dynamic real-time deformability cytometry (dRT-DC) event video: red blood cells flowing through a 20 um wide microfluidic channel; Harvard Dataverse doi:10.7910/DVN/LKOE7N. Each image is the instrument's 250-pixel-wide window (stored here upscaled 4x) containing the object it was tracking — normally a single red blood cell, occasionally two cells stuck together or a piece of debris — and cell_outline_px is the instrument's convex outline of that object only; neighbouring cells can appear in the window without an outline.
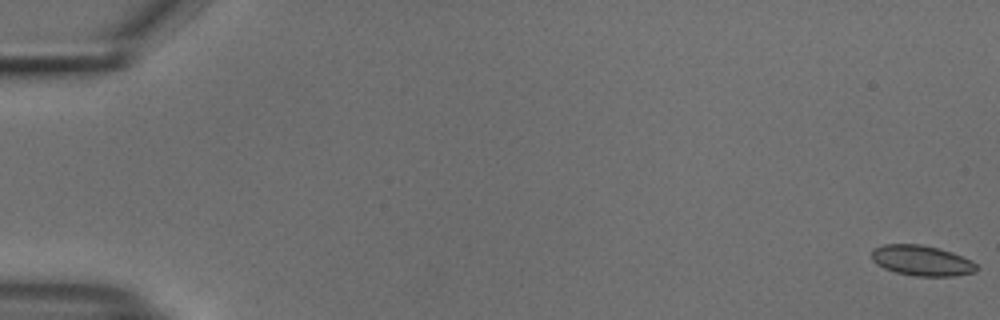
{"species": "common noctule bat (a hibernating species)", "species_latin": "Nyctalus noctula", "temperature_condition": "cold", "stored_images_in_passage": 55, "camera_frame_rate_fps": 3000, "um_per_image_px": 0.085, "animal": {"sex": "male", "body_mass_g": 18.8}, "frame": {"image": 1, "passage_image": 1, "time_ms": 0.0, "image_size_px": [1000, 320], "cell_outline_px": [[980, 268], [976, 272], [956, 276], [916, 276], [896, 272], [884, 268], [876, 264], [872, 260], [872, 248], [884, 244], [920, 244], [940, 248], [952, 252], [972, 260]], "centroid_in_image_um": [78.37, 22.14], "position_along_channel_um": 6.6, "area_um2": 18.84}}
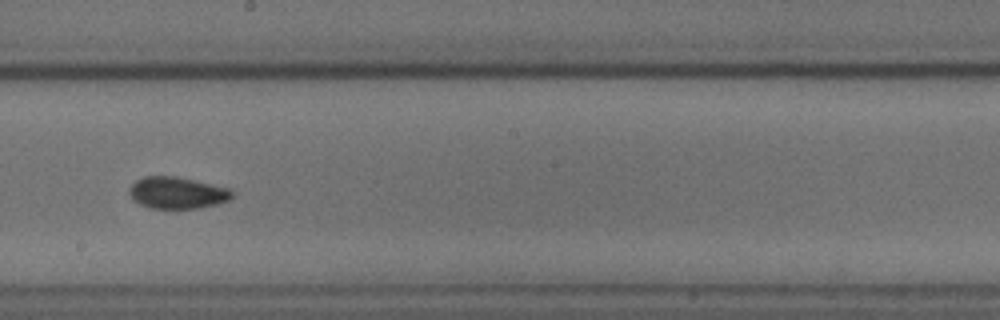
{"frame": {"image": 2, "passage_image": 32, "time_ms": 10.333, "image_size_px": [1000, 320], "cell_outline_px": [[236, 192], [228, 200], [216, 204], [196, 208], [148, 208], [140, 204], [128, 192], [128, 188], [136, 180], [144, 176], [176, 176], [232, 188]], "centroid_in_image_um": [15.09, 16.37], "position_along_channel_um": 233.1, "area_um2": 19.07}}
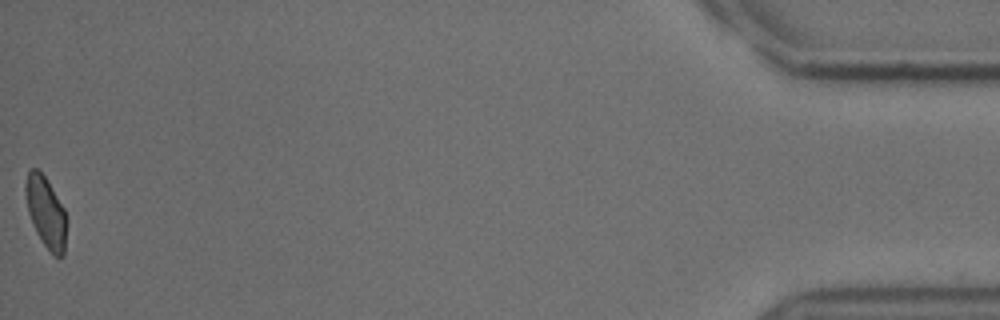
{"frame": {"image": 3, "passage_image": 55, "time_ms": 18.0, "image_size_px": [1000, 320], "cell_outline_px": [[64, 256], [56, 256], [44, 244], [36, 232], [28, 212], [24, 192], [24, 184], [28, 172], [32, 168], [36, 168], [44, 176], [52, 188], [64, 208]], "centroid_in_image_um": [3.84, 17.98], "position_along_channel_um": 431.4, "area_um2": 16.36}, "authors_computed_cell_mechanics": {"area_um2": 18.6116, "velocity_mm_per_s": 3.7645, "shape_relaxation_time_tau1_ms": 5.5353, "shape_relaxation_time_tau2_ms": 2.2469, "deformation_change_tau1": 0.0891, "deformation_change_tau2": 0.0563}}